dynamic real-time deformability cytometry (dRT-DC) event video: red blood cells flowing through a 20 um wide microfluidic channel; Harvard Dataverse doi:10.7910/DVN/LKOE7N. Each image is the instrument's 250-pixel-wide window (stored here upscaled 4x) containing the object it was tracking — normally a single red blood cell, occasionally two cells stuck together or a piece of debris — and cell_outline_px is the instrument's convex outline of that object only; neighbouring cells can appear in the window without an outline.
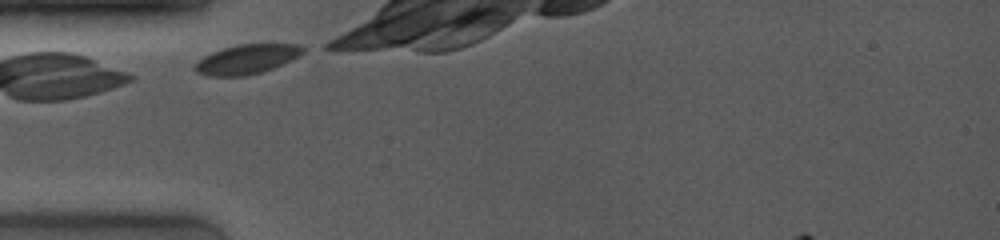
{"species": "common noctule bat (a hibernating species)", "species_latin": "Nyctalus noctula", "temperature_condition": "room temperature", "stored_images_in_passage": 16, "camera_frame_rate_fps": 4000, "um_per_image_px": 0.085, "animal": {"sex": "female", "body_mass_g": 19.0, "forearm_length_mm": 53.3}, "frame": {"image": 1, "passage_image": 1, "time_ms": 0.0, "image_size_px": [1000, 240], "cell_outline_px": [[304, 52], [272, 68], [260, 72], [244, 76], [208, 76], [196, 72], [192, 68], [204, 56], [212, 52], [224, 48], [240, 44], [296, 44], [304, 48]], "centroid_in_image_um": [20.92, 5.04], "position_along_channel_um": 64.1, "area_um2": 18.09}}